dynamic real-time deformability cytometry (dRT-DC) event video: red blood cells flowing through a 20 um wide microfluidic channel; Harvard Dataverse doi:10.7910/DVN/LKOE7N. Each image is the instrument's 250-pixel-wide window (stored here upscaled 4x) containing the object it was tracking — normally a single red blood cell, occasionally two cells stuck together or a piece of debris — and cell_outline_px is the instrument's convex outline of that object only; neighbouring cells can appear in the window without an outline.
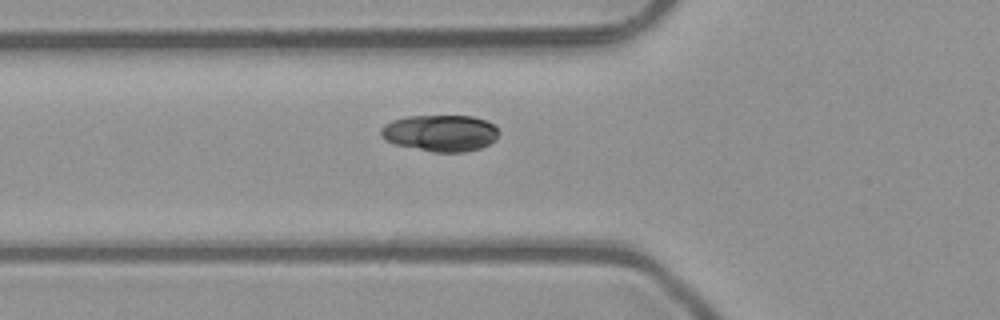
{"species": "common noctule bat (a hibernating species)", "species_latin": "Nyctalus noctula", "temperature_condition": "room temperature", "stored_images_in_passage": 38, "camera_frame_rate_fps": 3000, "um_per_image_px": 0.085, "animal": {"sex": "male", "body_mass_g": 23.1, "forearm_length_mm": 52.7}, "frame": {"image": 1, "passage_image": 5, "time_ms": 1.333, "image_size_px": [1000, 320], "cell_outline_px": [[500, 132], [496, 140], [480, 148], [464, 152], [432, 152], [396, 144], [380, 136], [380, 128], [384, 124], [392, 120], [408, 116], [472, 116], [488, 120], [496, 124]], "centroid_in_image_um": [37.48, 11.3], "position_along_channel_um": 88.3, "area_um2": 25.37}}
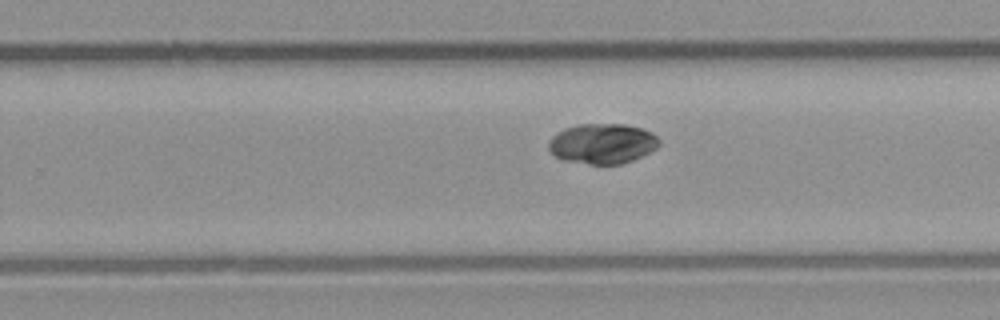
{"frame": {"image": 2, "passage_image": 19, "time_ms": 6.0, "image_size_px": [1000, 320], "cell_outline_px": [[660, 144], [656, 148], [632, 160], [620, 164], [588, 164], [564, 160], [556, 156], [548, 148], [548, 144], [552, 136], [556, 132], [564, 128], [576, 124], [624, 124], [640, 128], [652, 132], [660, 140]], "centroid_in_image_um": [51.18, 12.19], "position_along_channel_um": 278.6, "area_um2": 25.84}}
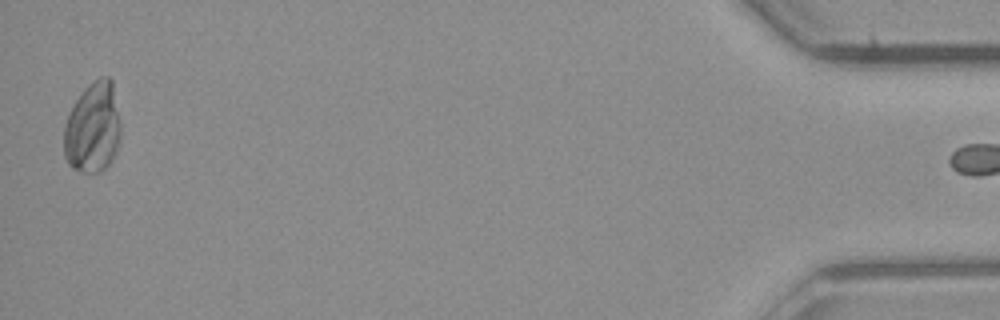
{"frame": {"image": 3, "passage_image": 37, "time_ms": 12.0, "image_size_px": [1000, 320], "cell_outline_px": [[120, 140], [116, 152], [112, 160], [100, 172], [80, 172], [72, 168], [68, 164], [64, 156], [64, 124], [68, 112], [84, 88], [92, 80], [100, 76], [108, 76], [112, 80], [120, 124]], "centroid_in_image_um": [7.87, 10.85], "position_along_channel_um": 427.3, "area_um2": 30.35}}